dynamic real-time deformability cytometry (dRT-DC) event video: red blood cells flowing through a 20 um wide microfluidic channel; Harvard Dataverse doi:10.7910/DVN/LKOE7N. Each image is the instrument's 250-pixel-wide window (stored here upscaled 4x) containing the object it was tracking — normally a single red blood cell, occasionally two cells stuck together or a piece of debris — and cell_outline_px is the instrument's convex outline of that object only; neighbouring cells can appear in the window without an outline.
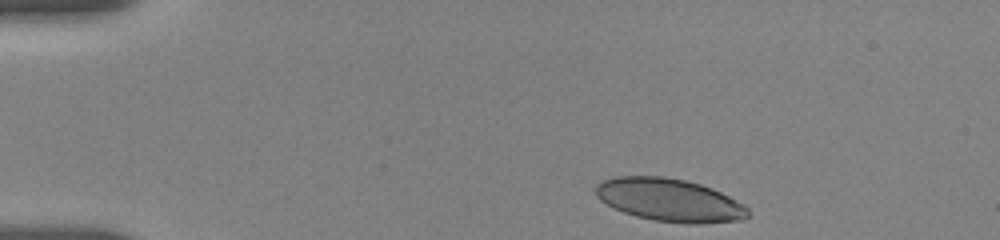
{"species": "human", "species_latin": "Homo sapiens", "temperature_condition": "room temperature", "stored_images_in_passage": 55, "camera_frame_rate_fps": 3000, "um_per_image_px": 0.085, "donor": {"sex": "female"}, "frame": {"image": 1, "passage_image": 1, "time_ms": 0.0, "image_size_px": [1000, 240], "cell_outline_px": [[748, 216], [744, 220], [700, 224], [684, 224], [652, 220], [636, 216], [624, 212], [600, 200], [596, 196], [596, 184], [600, 180], [616, 176], [664, 176], [684, 180], [700, 184], [712, 188], [744, 204], [748, 208]], "centroid_in_image_um": [56.92, 17.01], "position_along_channel_um": 28.1, "area_um2": 38.26}}
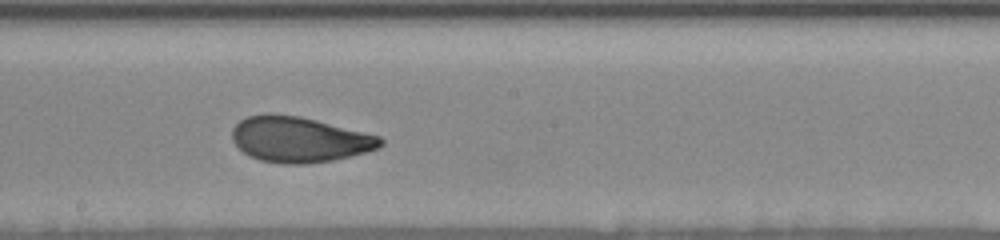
{"frame": {"image": 2, "passage_image": 27, "time_ms": 7.333, "image_size_px": [1000, 240], "cell_outline_px": [[384, 144], [380, 148], [332, 160], [308, 164], [280, 164], [260, 160], [248, 156], [232, 140], [232, 128], [240, 120], [248, 116], [264, 112], [272, 112], [300, 116], [380, 136], [384, 140]], "centroid_in_image_um": [25.41, 11.84], "position_along_channel_um": 222.8, "area_um2": 39.59}}
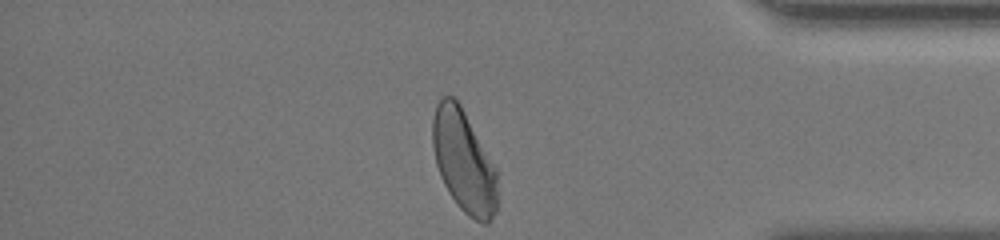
{"frame": {"image": 3, "passage_image": 54, "time_ms": 12.667, "image_size_px": [1000, 240], "cell_outline_px": [[496, 212], [488, 224], [484, 224], [468, 216], [460, 208], [448, 192], [440, 176], [436, 164], [432, 144], [432, 120], [436, 104], [444, 96], [452, 96], [460, 104], [496, 168]], "centroid_in_image_um": [39.4, 13.72], "position_along_channel_um": 395.8, "area_um2": 38.38}, "authors_computed_cell_mechanics": {"area_um2": 39.1306, "velocity_mm_per_s": 3.6476, "shape_relaxation_time_tau1_ms": 4.4672, "shape_relaxation_time_tau2_ms": 1.1104, "deformation_change_tau1": 0.1507, "deformation_change_tau2": 0.0726}}